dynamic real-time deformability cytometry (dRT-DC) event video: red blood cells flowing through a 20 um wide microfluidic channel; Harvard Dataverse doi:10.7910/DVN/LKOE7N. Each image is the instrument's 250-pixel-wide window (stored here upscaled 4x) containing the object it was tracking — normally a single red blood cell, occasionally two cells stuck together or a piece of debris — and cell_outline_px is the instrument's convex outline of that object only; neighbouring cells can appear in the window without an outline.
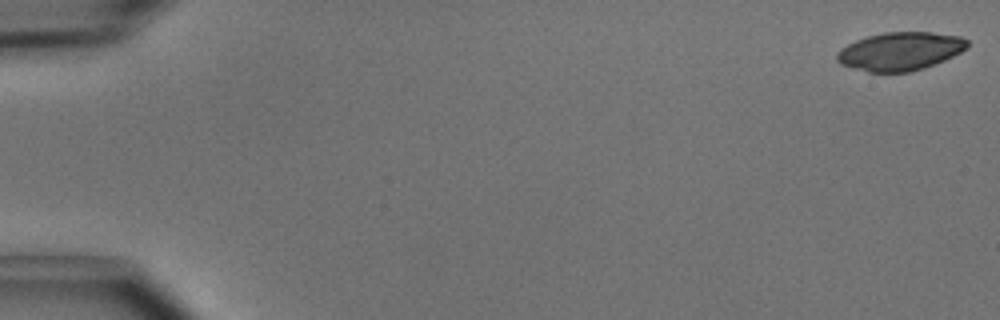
{"species": "common noctule bat (a hibernating species)", "species_latin": "Nyctalus noctula", "temperature_condition": "cold", "stored_images_in_passage": 50, "camera_frame_rate_fps": 3000, "um_per_image_px": 0.085, "animal": {"sex": "male", "body_mass_g": 15.6}, "frame": {"image": 1, "passage_image": 1, "time_ms": 0.0, "image_size_px": [1000, 320], "cell_outline_px": [[968, 48], [944, 60], [924, 68], [908, 72], [868, 72], [840, 64], [836, 60], [836, 52], [840, 48], [856, 40], [868, 36], [884, 32], [932, 32], [960, 36], [968, 40]], "centroid_in_image_um": [76.5, 4.35], "position_along_channel_um": 8.5, "area_um2": 29.13}}
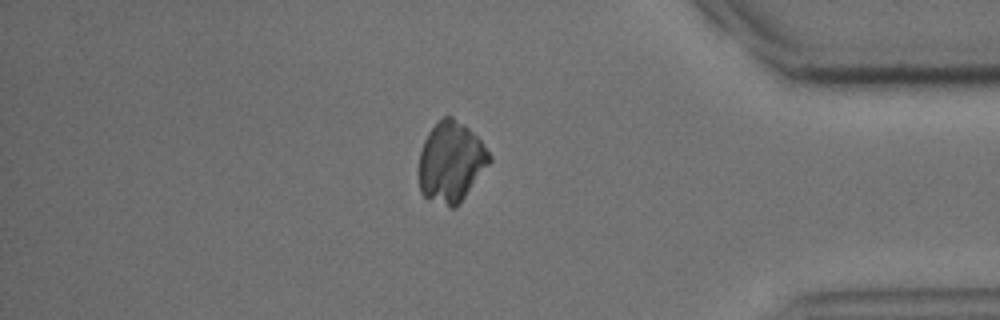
{"frame": {"image": 2, "passage_image": 43, "time_ms": 14.0, "image_size_px": [1000, 320], "cell_outline_px": [[492, 160], [456, 208], [452, 208], [428, 200], [420, 192], [420, 152], [424, 140], [428, 132], [444, 116], [452, 116], [464, 124], [480, 140], [492, 156]], "centroid_in_image_um": [38.34, 13.79], "position_along_channel_um": 396.9, "area_um2": 32.89}}
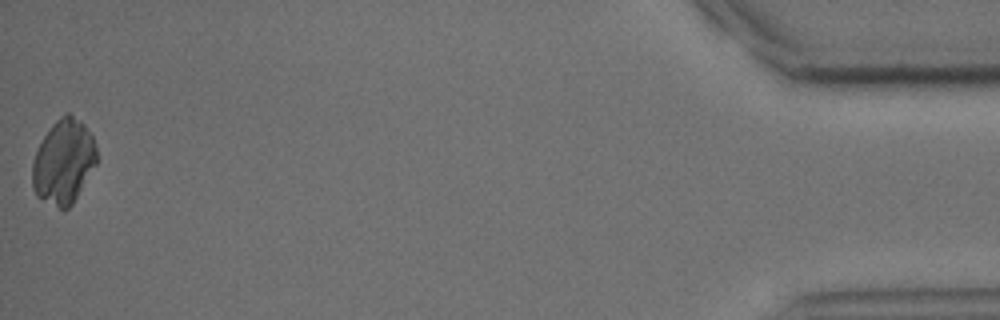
{"frame": {"image": 3, "passage_image": 50, "time_ms": 16.333, "image_size_px": [1000, 320], "cell_outline_px": [[96, 164], [72, 204], [68, 208], [60, 208], [36, 196], [32, 188], [32, 160], [44, 136], [52, 124], [64, 112], [68, 112], [80, 120], [84, 124], [92, 136], [96, 148]], "centroid_in_image_um": [5.39, 13.73], "position_along_channel_um": 429.8, "area_um2": 31.44}}